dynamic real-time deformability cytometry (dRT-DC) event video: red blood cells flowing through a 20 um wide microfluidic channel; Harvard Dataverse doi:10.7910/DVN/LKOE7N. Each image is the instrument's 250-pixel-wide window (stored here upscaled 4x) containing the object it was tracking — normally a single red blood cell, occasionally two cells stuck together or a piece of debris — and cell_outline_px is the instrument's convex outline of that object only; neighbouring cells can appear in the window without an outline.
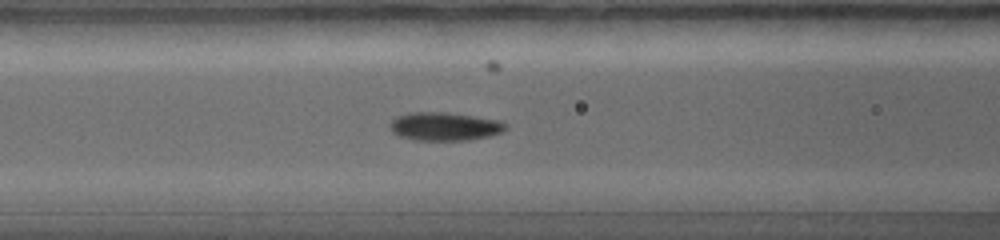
{"species": "common noctule bat (a hibernating species)", "species_latin": "Nyctalus noctula", "temperature_condition": "warm", "stored_images_in_passage": 22, "camera_frame_rate_fps": 5000, "um_per_image_px": 0.085, "animal": {"sex": "female", "body_mass_g": 19.0, "forearm_length_mm": 56.7}, "frame": {"image": 1, "passage_image": 8, "time_ms": 2.8, "image_size_px": [1000, 240], "cell_outline_px": [[508, 128], [500, 132], [488, 136], [468, 140], [416, 140], [400, 136], [392, 132], [388, 124], [396, 116], [408, 112], [448, 112], [500, 120], [508, 124]], "centroid_in_image_um": [37.78, 10.73], "position_along_channel_um": 128.8, "area_um2": 19.25}}
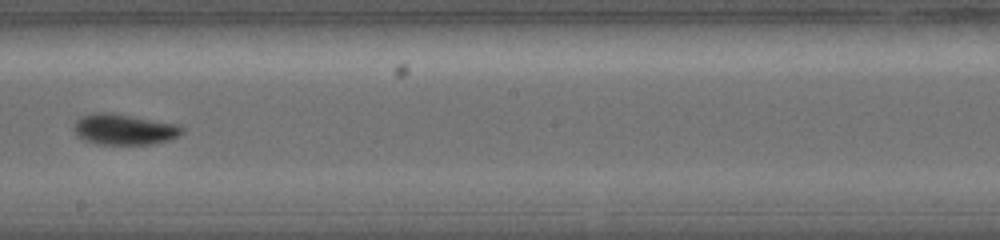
{"frame": {"image": 2, "passage_image": 12, "time_ms": 4.4, "image_size_px": [1000, 240], "cell_outline_px": [[184, 132], [180, 136], [168, 140], [152, 144], [96, 144], [80, 140], [76, 136], [72, 128], [72, 124], [80, 116], [92, 112], [112, 112], [180, 124], [184, 128]], "centroid_in_image_um": [10.51, 10.98], "position_along_channel_um": 237.7, "area_um2": 20.11}}
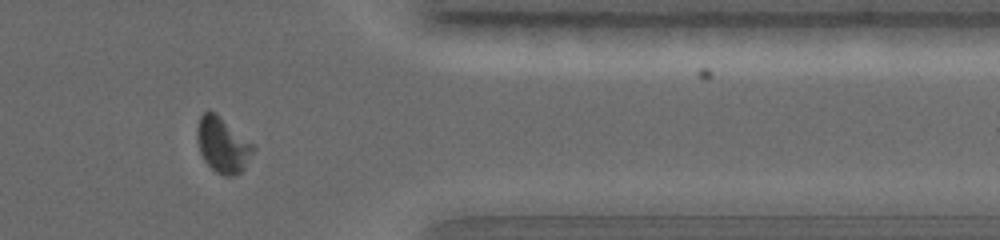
{"frame": {"image": 3, "passage_image": 18, "time_ms": 6.8, "image_size_px": [1000, 240], "cell_outline_px": [[256, 148], [244, 168], [236, 176], [224, 176], [216, 172], [204, 160], [200, 152], [196, 136], [196, 128], [200, 116], [208, 108], [216, 112], [256, 144]], "centroid_in_image_um": [18.95, 12.27], "position_along_channel_um": 392.5, "area_um2": 18.67}}